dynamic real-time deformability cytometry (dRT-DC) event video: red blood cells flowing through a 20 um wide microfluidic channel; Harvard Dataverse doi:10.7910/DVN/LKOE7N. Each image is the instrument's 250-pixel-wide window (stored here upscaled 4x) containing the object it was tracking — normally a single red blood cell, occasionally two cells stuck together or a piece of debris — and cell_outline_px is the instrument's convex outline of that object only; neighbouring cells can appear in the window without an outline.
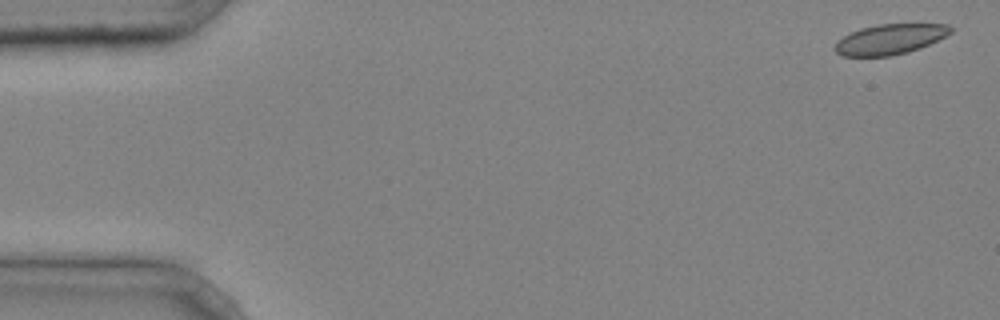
{"species": "common noctule bat (a hibernating species)", "species_latin": "Nyctalus noctula", "temperature_condition": "cold", "stored_images_in_passage": 4, "camera_frame_rate_fps": 3000, "um_per_image_px": 0.085, "animal": {"sex": "male", "body_mass_g": 20.4}, "frame": {"image": 1, "passage_image": 1, "time_ms": 0.0, "image_size_px": [1000, 320], "cell_outline_px": [[952, 32], [920, 48], [908, 52], [892, 56], [840, 56], [832, 48], [844, 36], [860, 28], [876, 24], [948, 24], [952, 28]], "centroid_in_image_um": [75.62, 3.34], "position_along_channel_um": 9.4, "area_um2": 20.29}}
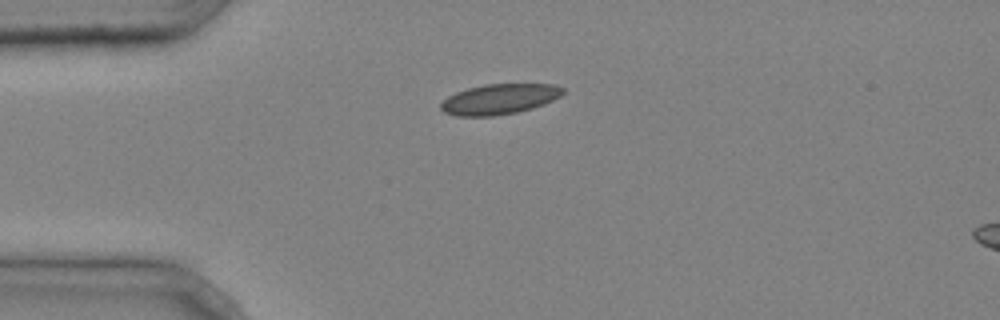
{"frame": {"image": 2, "passage_image": 3, "time_ms": 0.667, "image_size_px": [1000, 320], "cell_outline_px": [[564, 92], [560, 96], [544, 104], [532, 108], [516, 112], [492, 116], [456, 116], [444, 112], [440, 108], [440, 104], [448, 96], [456, 92], [468, 88], [484, 84], [556, 84], [564, 88]], "centroid_in_image_um": [42.44, 8.42], "position_along_channel_um": 42.6, "area_um2": 21.56}}